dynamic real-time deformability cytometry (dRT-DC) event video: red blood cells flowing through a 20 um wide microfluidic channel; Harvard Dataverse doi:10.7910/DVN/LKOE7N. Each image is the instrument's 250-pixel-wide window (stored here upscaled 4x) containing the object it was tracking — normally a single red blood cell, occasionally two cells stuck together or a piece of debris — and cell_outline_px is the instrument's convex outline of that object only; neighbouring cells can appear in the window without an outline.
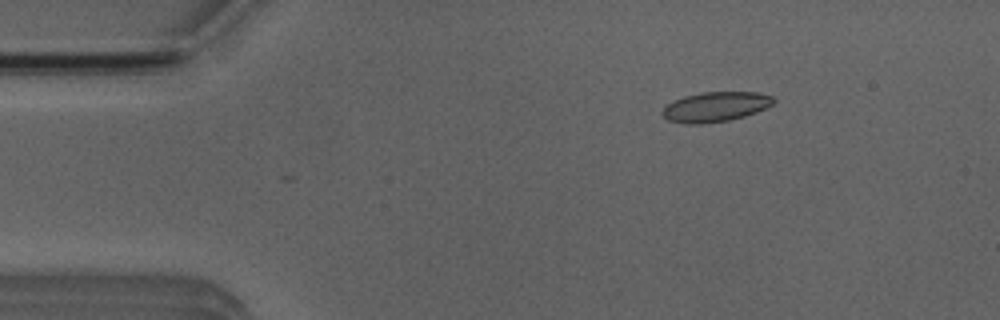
{"species": "Egyptian fruit bat (a non-hibernating species)", "species_latin": "Rousettus aegyptiacus", "temperature_condition": "room temperature", "stored_images_in_passage": 39, "camera_frame_rate_fps": 3000, "um_per_image_px": 0.085, "animal": {"sex": "male"}, "frame": {"image": 1, "passage_image": 1, "time_ms": 0.0, "image_size_px": [1000, 320], "cell_outline_px": [[776, 100], [772, 104], [756, 112], [744, 116], [728, 120], [704, 124], [684, 124], [668, 120], [664, 116], [664, 108], [672, 100], [684, 96], [704, 92], [756, 92], [772, 96]], "centroid_in_image_um": [60.81, 9.08], "position_along_channel_um": 24.2, "area_um2": 19.19}}
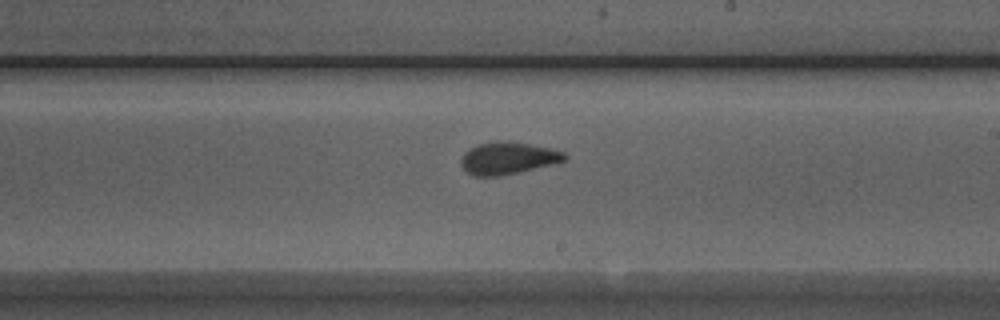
{"frame": {"image": 2, "passage_image": 23, "time_ms": 7.333, "image_size_px": [1000, 320], "cell_outline_px": [[568, 156], [564, 160], [556, 164], [520, 172], [500, 176], [472, 176], [460, 164], [460, 160], [464, 152], [476, 144], [528, 144], [548, 148], [564, 152]], "centroid_in_image_um": [43.18, 13.5], "position_along_channel_um": 245.8, "area_um2": 18.79}}
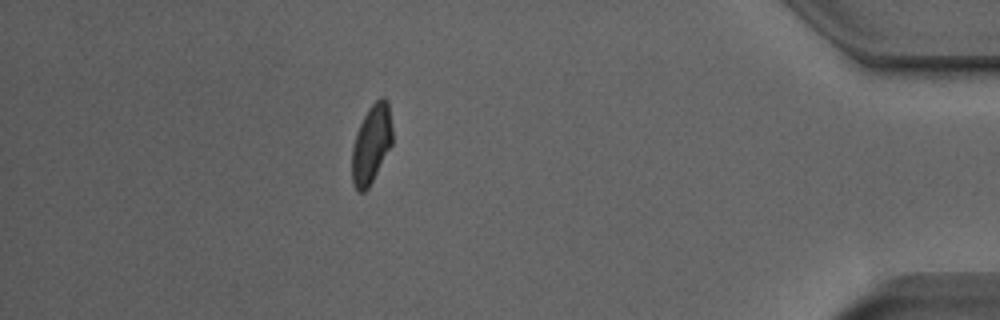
{"frame": {"image": 3, "passage_image": 39, "time_ms": 12.667, "image_size_px": [1000, 320], "cell_outline_px": [[392, 144], [368, 188], [364, 192], [356, 192], [352, 184], [352, 148], [356, 132], [368, 108], [380, 96], [384, 96], [388, 100], [392, 128]], "centroid_in_image_um": [31.56, 12.23], "position_along_channel_um": 403.6, "area_um2": 18.61}, "authors_computed_cell_mechanics": {"area_um2": 19.074, "velocity_mm_per_s": 3.9207, "shape_relaxation_time_tau1_ms": 6.1851, "shape_relaxation_time_tau2_ms": 1.3457, "deformation_change_tau1": 0.1494, "deformation_change_tau2": 0.0743}}